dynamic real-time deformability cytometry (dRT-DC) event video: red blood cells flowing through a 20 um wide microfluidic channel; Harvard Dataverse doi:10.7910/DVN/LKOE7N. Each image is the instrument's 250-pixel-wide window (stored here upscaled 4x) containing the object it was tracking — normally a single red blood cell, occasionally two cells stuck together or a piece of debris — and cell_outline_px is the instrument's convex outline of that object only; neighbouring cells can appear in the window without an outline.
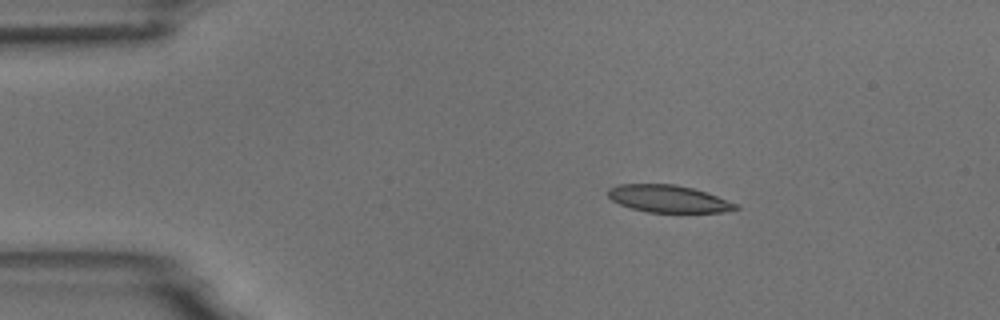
{"species": "common noctule bat (a hibernating species)", "species_latin": "Nyctalus noctula", "temperature_condition": "room temperature", "stored_images_in_passage": 5, "camera_frame_rate_fps": 3000, "um_per_image_px": 0.085, "animal": {"sex": "male", "body_mass_g": 18.8}, "frame": {"image": 1, "passage_image": 3, "time_ms": 2.333, "image_size_px": [1000, 320], "cell_outline_px": [[740, 208], [724, 212], [648, 212], [632, 208], [620, 204], [612, 200], [608, 196], [608, 188], [620, 184], [676, 184], [692, 188], [716, 196], [736, 204]], "centroid_in_image_um": [56.78, 16.89], "position_along_channel_um": 28.2, "area_um2": 20.0}}
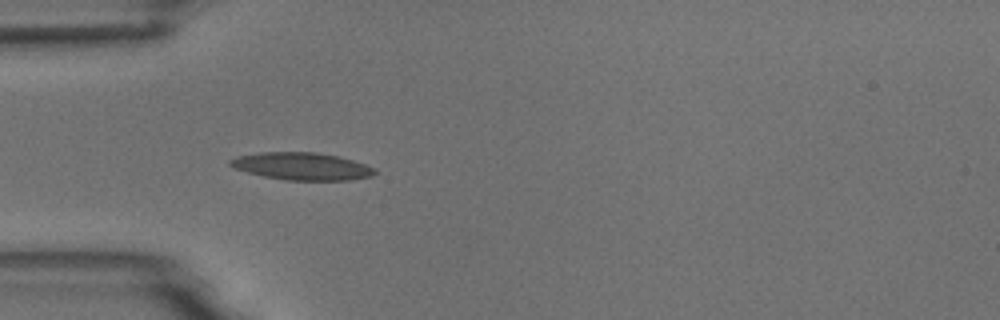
{"frame": {"image": 2, "passage_image": 5, "time_ms": 4.667, "image_size_px": [1000, 320], "cell_outline_px": [[376, 172], [372, 176], [348, 180], [284, 180], [264, 176], [232, 168], [228, 164], [228, 160], [236, 156], [260, 152], [316, 152], [336, 156], [352, 160], [376, 168]], "centroid_in_image_um": [25.61, 14.13], "position_along_channel_um": 59.4, "area_um2": 23.12}}